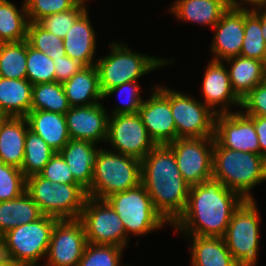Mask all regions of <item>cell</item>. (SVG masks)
<instances>
[{
	"mask_svg": "<svg viewBox=\"0 0 266 266\" xmlns=\"http://www.w3.org/2000/svg\"><path fill=\"white\" fill-rule=\"evenodd\" d=\"M192 266H238L223 238L193 236Z\"/></svg>",
	"mask_w": 266,
	"mask_h": 266,
	"instance_id": "83f0119b",
	"label": "cell"
},
{
	"mask_svg": "<svg viewBox=\"0 0 266 266\" xmlns=\"http://www.w3.org/2000/svg\"><path fill=\"white\" fill-rule=\"evenodd\" d=\"M27 41L31 47L51 59L66 56L63 39L45 30L37 22H29Z\"/></svg>",
	"mask_w": 266,
	"mask_h": 266,
	"instance_id": "e575fe53",
	"label": "cell"
},
{
	"mask_svg": "<svg viewBox=\"0 0 266 266\" xmlns=\"http://www.w3.org/2000/svg\"><path fill=\"white\" fill-rule=\"evenodd\" d=\"M141 183L154 208L173 224L186 208L190 186L181 176L173 151L166 144L156 145L141 160Z\"/></svg>",
	"mask_w": 266,
	"mask_h": 266,
	"instance_id": "7a4b0ae2",
	"label": "cell"
},
{
	"mask_svg": "<svg viewBox=\"0 0 266 266\" xmlns=\"http://www.w3.org/2000/svg\"><path fill=\"white\" fill-rule=\"evenodd\" d=\"M214 29L211 52L215 57L212 60L224 61L239 56L244 39V10L229 7Z\"/></svg>",
	"mask_w": 266,
	"mask_h": 266,
	"instance_id": "ac0fdd59",
	"label": "cell"
},
{
	"mask_svg": "<svg viewBox=\"0 0 266 266\" xmlns=\"http://www.w3.org/2000/svg\"><path fill=\"white\" fill-rule=\"evenodd\" d=\"M43 178L50 180L52 183L78 184L72 172L69 169L64 158L59 152H56L50 161L44 166L39 173Z\"/></svg>",
	"mask_w": 266,
	"mask_h": 266,
	"instance_id": "b9f144b4",
	"label": "cell"
},
{
	"mask_svg": "<svg viewBox=\"0 0 266 266\" xmlns=\"http://www.w3.org/2000/svg\"><path fill=\"white\" fill-rule=\"evenodd\" d=\"M206 67L202 82L204 104L209 108L211 107L210 109L216 115L231 113V110L228 111V104L241 107L242 100L233 91L229 72L223 61L211 60L210 64ZM218 104L223 106L221 105L222 109L220 108L217 111L214 107Z\"/></svg>",
	"mask_w": 266,
	"mask_h": 266,
	"instance_id": "d6986e66",
	"label": "cell"
},
{
	"mask_svg": "<svg viewBox=\"0 0 266 266\" xmlns=\"http://www.w3.org/2000/svg\"><path fill=\"white\" fill-rule=\"evenodd\" d=\"M62 86L71 107L90 106L104 98L96 65L84 66Z\"/></svg>",
	"mask_w": 266,
	"mask_h": 266,
	"instance_id": "603a6c76",
	"label": "cell"
},
{
	"mask_svg": "<svg viewBox=\"0 0 266 266\" xmlns=\"http://www.w3.org/2000/svg\"><path fill=\"white\" fill-rule=\"evenodd\" d=\"M247 116H266V80L252 89L241 101Z\"/></svg>",
	"mask_w": 266,
	"mask_h": 266,
	"instance_id": "7bdbcfd3",
	"label": "cell"
},
{
	"mask_svg": "<svg viewBox=\"0 0 266 266\" xmlns=\"http://www.w3.org/2000/svg\"><path fill=\"white\" fill-rule=\"evenodd\" d=\"M109 115L101 101L90 106L71 107L65 113L70 139L105 143Z\"/></svg>",
	"mask_w": 266,
	"mask_h": 266,
	"instance_id": "e0dca14e",
	"label": "cell"
},
{
	"mask_svg": "<svg viewBox=\"0 0 266 266\" xmlns=\"http://www.w3.org/2000/svg\"><path fill=\"white\" fill-rule=\"evenodd\" d=\"M33 85L27 79L0 77V112L4 117H26L31 111Z\"/></svg>",
	"mask_w": 266,
	"mask_h": 266,
	"instance_id": "484cf974",
	"label": "cell"
},
{
	"mask_svg": "<svg viewBox=\"0 0 266 266\" xmlns=\"http://www.w3.org/2000/svg\"><path fill=\"white\" fill-rule=\"evenodd\" d=\"M26 190V177L22 170L0 162V201L13 200Z\"/></svg>",
	"mask_w": 266,
	"mask_h": 266,
	"instance_id": "f35d334b",
	"label": "cell"
},
{
	"mask_svg": "<svg viewBox=\"0 0 266 266\" xmlns=\"http://www.w3.org/2000/svg\"><path fill=\"white\" fill-rule=\"evenodd\" d=\"M26 119L29 129L39 135L55 152H59L69 142L65 115L31 110Z\"/></svg>",
	"mask_w": 266,
	"mask_h": 266,
	"instance_id": "cb8c5ba5",
	"label": "cell"
},
{
	"mask_svg": "<svg viewBox=\"0 0 266 266\" xmlns=\"http://www.w3.org/2000/svg\"><path fill=\"white\" fill-rule=\"evenodd\" d=\"M85 2L86 0H81L73 9L48 15L37 23L55 36L64 39L76 20L87 10Z\"/></svg>",
	"mask_w": 266,
	"mask_h": 266,
	"instance_id": "74e56055",
	"label": "cell"
},
{
	"mask_svg": "<svg viewBox=\"0 0 266 266\" xmlns=\"http://www.w3.org/2000/svg\"><path fill=\"white\" fill-rule=\"evenodd\" d=\"M88 244L79 219L58 220L51 233L47 264L43 266H77Z\"/></svg>",
	"mask_w": 266,
	"mask_h": 266,
	"instance_id": "5bb4252c",
	"label": "cell"
},
{
	"mask_svg": "<svg viewBox=\"0 0 266 266\" xmlns=\"http://www.w3.org/2000/svg\"><path fill=\"white\" fill-rule=\"evenodd\" d=\"M28 129L26 117H4L0 121V162L21 169Z\"/></svg>",
	"mask_w": 266,
	"mask_h": 266,
	"instance_id": "44dd1931",
	"label": "cell"
},
{
	"mask_svg": "<svg viewBox=\"0 0 266 266\" xmlns=\"http://www.w3.org/2000/svg\"><path fill=\"white\" fill-rule=\"evenodd\" d=\"M23 3L19 11L9 0H0V43L27 40L29 19Z\"/></svg>",
	"mask_w": 266,
	"mask_h": 266,
	"instance_id": "f546056e",
	"label": "cell"
},
{
	"mask_svg": "<svg viewBox=\"0 0 266 266\" xmlns=\"http://www.w3.org/2000/svg\"><path fill=\"white\" fill-rule=\"evenodd\" d=\"M111 54L98 59L100 88L104 94L108 89L126 82L137 81L143 75L172 63L174 60L161 59L131 51L126 44H110ZM166 63V64H165Z\"/></svg>",
	"mask_w": 266,
	"mask_h": 266,
	"instance_id": "52a82bcc",
	"label": "cell"
},
{
	"mask_svg": "<svg viewBox=\"0 0 266 266\" xmlns=\"http://www.w3.org/2000/svg\"><path fill=\"white\" fill-rule=\"evenodd\" d=\"M27 76L26 79L32 84L55 82V67L53 59L45 53L35 50L27 41Z\"/></svg>",
	"mask_w": 266,
	"mask_h": 266,
	"instance_id": "d590c367",
	"label": "cell"
},
{
	"mask_svg": "<svg viewBox=\"0 0 266 266\" xmlns=\"http://www.w3.org/2000/svg\"><path fill=\"white\" fill-rule=\"evenodd\" d=\"M29 22L73 9L81 0H24Z\"/></svg>",
	"mask_w": 266,
	"mask_h": 266,
	"instance_id": "ab89813d",
	"label": "cell"
},
{
	"mask_svg": "<svg viewBox=\"0 0 266 266\" xmlns=\"http://www.w3.org/2000/svg\"><path fill=\"white\" fill-rule=\"evenodd\" d=\"M166 145L173 151L181 176L189 186L212 178L214 137L177 138Z\"/></svg>",
	"mask_w": 266,
	"mask_h": 266,
	"instance_id": "8fae6325",
	"label": "cell"
},
{
	"mask_svg": "<svg viewBox=\"0 0 266 266\" xmlns=\"http://www.w3.org/2000/svg\"><path fill=\"white\" fill-rule=\"evenodd\" d=\"M263 64H264V72H265V74H266V58H265Z\"/></svg>",
	"mask_w": 266,
	"mask_h": 266,
	"instance_id": "681fc988",
	"label": "cell"
},
{
	"mask_svg": "<svg viewBox=\"0 0 266 266\" xmlns=\"http://www.w3.org/2000/svg\"><path fill=\"white\" fill-rule=\"evenodd\" d=\"M228 8V0H176L170 11L179 20L214 27Z\"/></svg>",
	"mask_w": 266,
	"mask_h": 266,
	"instance_id": "d4e9b609",
	"label": "cell"
},
{
	"mask_svg": "<svg viewBox=\"0 0 266 266\" xmlns=\"http://www.w3.org/2000/svg\"><path fill=\"white\" fill-rule=\"evenodd\" d=\"M88 243L126 247L128 236L121 218L105 201L87 197L79 217Z\"/></svg>",
	"mask_w": 266,
	"mask_h": 266,
	"instance_id": "30bf717a",
	"label": "cell"
},
{
	"mask_svg": "<svg viewBox=\"0 0 266 266\" xmlns=\"http://www.w3.org/2000/svg\"><path fill=\"white\" fill-rule=\"evenodd\" d=\"M95 36L86 10L63 39L66 56L78 61L83 66L96 65V61L93 60L97 46Z\"/></svg>",
	"mask_w": 266,
	"mask_h": 266,
	"instance_id": "ffe728a7",
	"label": "cell"
},
{
	"mask_svg": "<svg viewBox=\"0 0 266 266\" xmlns=\"http://www.w3.org/2000/svg\"><path fill=\"white\" fill-rule=\"evenodd\" d=\"M243 201L212 177L190 186L186 208L172 225L186 236L223 238L234 211Z\"/></svg>",
	"mask_w": 266,
	"mask_h": 266,
	"instance_id": "6da1fadb",
	"label": "cell"
},
{
	"mask_svg": "<svg viewBox=\"0 0 266 266\" xmlns=\"http://www.w3.org/2000/svg\"><path fill=\"white\" fill-rule=\"evenodd\" d=\"M254 200H244L234 211L223 237L238 266H255L257 261L260 215Z\"/></svg>",
	"mask_w": 266,
	"mask_h": 266,
	"instance_id": "9c48e42d",
	"label": "cell"
},
{
	"mask_svg": "<svg viewBox=\"0 0 266 266\" xmlns=\"http://www.w3.org/2000/svg\"><path fill=\"white\" fill-rule=\"evenodd\" d=\"M53 62L55 67V82L59 83H64L69 80L84 67L81 63L68 56L54 58Z\"/></svg>",
	"mask_w": 266,
	"mask_h": 266,
	"instance_id": "ee69618b",
	"label": "cell"
},
{
	"mask_svg": "<svg viewBox=\"0 0 266 266\" xmlns=\"http://www.w3.org/2000/svg\"><path fill=\"white\" fill-rule=\"evenodd\" d=\"M212 177L244 200H253L250 190L266 181V159L256 153L224 148L214 139Z\"/></svg>",
	"mask_w": 266,
	"mask_h": 266,
	"instance_id": "3957f363",
	"label": "cell"
},
{
	"mask_svg": "<svg viewBox=\"0 0 266 266\" xmlns=\"http://www.w3.org/2000/svg\"><path fill=\"white\" fill-rule=\"evenodd\" d=\"M170 107L177 138L214 137L216 114L194 97L170 90Z\"/></svg>",
	"mask_w": 266,
	"mask_h": 266,
	"instance_id": "7c38bea8",
	"label": "cell"
},
{
	"mask_svg": "<svg viewBox=\"0 0 266 266\" xmlns=\"http://www.w3.org/2000/svg\"><path fill=\"white\" fill-rule=\"evenodd\" d=\"M139 84H137V81L133 82H126L124 84H121L117 87L108 89L104 94L103 97L106 98L114 93H125L128 91V97L126 99V102H122L123 105L117 106L118 108H115V110L112 111V115L116 114H127V113H138L140 106L143 103V99L139 95ZM128 89V90H127ZM122 92V93H121ZM119 94V95H120ZM122 96V95H121Z\"/></svg>",
	"mask_w": 266,
	"mask_h": 266,
	"instance_id": "60d3db41",
	"label": "cell"
},
{
	"mask_svg": "<svg viewBox=\"0 0 266 266\" xmlns=\"http://www.w3.org/2000/svg\"><path fill=\"white\" fill-rule=\"evenodd\" d=\"M24 160L21 170L27 178L39 174L56 153L39 135L28 129L24 144Z\"/></svg>",
	"mask_w": 266,
	"mask_h": 266,
	"instance_id": "d6a6232c",
	"label": "cell"
},
{
	"mask_svg": "<svg viewBox=\"0 0 266 266\" xmlns=\"http://www.w3.org/2000/svg\"><path fill=\"white\" fill-rule=\"evenodd\" d=\"M231 64L228 69L234 93L242 100L258 84L266 80L262 61L243 56L226 59Z\"/></svg>",
	"mask_w": 266,
	"mask_h": 266,
	"instance_id": "4316f807",
	"label": "cell"
},
{
	"mask_svg": "<svg viewBox=\"0 0 266 266\" xmlns=\"http://www.w3.org/2000/svg\"><path fill=\"white\" fill-rule=\"evenodd\" d=\"M42 215L38 205L26 192L16 199L0 201V238L20 225L38 220Z\"/></svg>",
	"mask_w": 266,
	"mask_h": 266,
	"instance_id": "f1b7e54d",
	"label": "cell"
},
{
	"mask_svg": "<svg viewBox=\"0 0 266 266\" xmlns=\"http://www.w3.org/2000/svg\"><path fill=\"white\" fill-rule=\"evenodd\" d=\"M141 183V160L129 155L98 149L87 196L104 200L111 194L128 190Z\"/></svg>",
	"mask_w": 266,
	"mask_h": 266,
	"instance_id": "277c9868",
	"label": "cell"
},
{
	"mask_svg": "<svg viewBox=\"0 0 266 266\" xmlns=\"http://www.w3.org/2000/svg\"><path fill=\"white\" fill-rule=\"evenodd\" d=\"M123 247L88 243L77 266H121Z\"/></svg>",
	"mask_w": 266,
	"mask_h": 266,
	"instance_id": "8d00e7d4",
	"label": "cell"
},
{
	"mask_svg": "<svg viewBox=\"0 0 266 266\" xmlns=\"http://www.w3.org/2000/svg\"><path fill=\"white\" fill-rule=\"evenodd\" d=\"M240 56L264 62L266 41L261 30V9L244 10V39Z\"/></svg>",
	"mask_w": 266,
	"mask_h": 266,
	"instance_id": "1f68e13d",
	"label": "cell"
},
{
	"mask_svg": "<svg viewBox=\"0 0 266 266\" xmlns=\"http://www.w3.org/2000/svg\"><path fill=\"white\" fill-rule=\"evenodd\" d=\"M4 118V116L0 112V121Z\"/></svg>",
	"mask_w": 266,
	"mask_h": 266,
	"instance_id": "f907efd6",
	"label": "cell"
},
{
	"mask_svg": "<svg viewBox=\"0 0 266 266\" xmlns=\"http://www.w3.org/2000/svg\"><path fill=\"white\" fill-rule=\"evenodd\" d=\"M27 40L0 43V77L26 79Z\"/></svg>",
	"mask_w": 266,
	"mask_h": 266,
	"instance_id": "836d02e7",
	"label": "cell"
},
{
	"mask_svg": "<svg viewBox=\"0 0 266 266\" xmlns=\"http://www.w3.org/2000/svg\"><path fill=\"white\" fill-rule=\"evenodd\" d=\"M71 108L62 83L46 82L33 85L31 110L65 113Z\"/></svg>",
	"mask_w": 266,
	"mask_h": 266,
	"instance_id": "4dcf8cb0",
	"label": "cell"
},
{
	"mask_svg": "<svg viewBox=\"0 0 266 266\" xmlns=\"http://www.w3.org/2000/svg\"><path fill=\"white\" fill-rule=\"evenodd\" d=\"M152 95L144 100L138 115L149 136L157 145L176 140V125L170 107V89L154 86Z\"/></svg>",
	"mask_w": 266,
	"mask_h": 266,
	"instance_id": "9a60e30c",
	"label": "cell"
},
{
	"mask_svg": "<svg viewBox=\"0 0 266 266\" xmlns=\"http://www.w3.org/2000/svg\"><path fill=\"white\" fill-rule=\"evenodd\" d=\"M121 218L126 234L145 235L164 227L167 221L154 208L151 197L142 183L104 199Z\"/></svg>",
	"mask_w": 266,
	"mask_h": 266,
	"instance_id": "ba28073f",
	"label": "cell"
},
{
	"mask_svg": "<svg viewBox=\"0 0 266 266\" xmlns=\"http://www.w3.org/2000/svg\"><path fill=\"white\" fill-rule=\"evenodd\" d=\"M214 139L224 148L260 155L254 122L243 112L217 114Z\"/></svg>",
	"mask_w": 266,
	"mask_h": 266,
	"instance_id": "2e32d148",
	"label": "cell"
},
{
	"mask_svg": "<svg viewBox=\"0 0 266 266\" xmlns=\"http://www.w3.org/2000/svg\"><path fill=\"white\" fill-rule=\"evenodd\" d=\"M261 30L266 41V8L261 9Z\"/></svg>",
	"mask_w": 266,
	"mask_h": 266,
	"instance_id": "7dc6e473",
	"label": "cell"
},
{
	"mask_svg": "<svg viewBox=\"0 0 266 266\" xmlns=\"http://www.w3.org/2000/svg\"><path fill=\"white\" fill-rule=\"evenodd\" d=\"M58 218L42 215L38 220L20 225L0 238V250L17 266H38L46 256L51 233Z\"/></svg>",
	"mask_w": 266,
	"mask_h": 266,
	"instance_id": "8992f818",
	"label": "cell"
},
{
	"mask_svg": "<svg viewBox=\"0 0 266 266\" xmlns=\"http://www.w3.org/2000/svg\"><path fill=\"white\" fill-rule=\"evenodd\" d=\"M243 1L246 2V4L250 3V4H252L253 7L254 6H256V7L252 8V9H248L245 6L243 7L242 6ZM240 2H242V4ZM228 5H229V7L234 8V9L256 11L259 9L266 8V0H240V1L228 0Z\"/></svg>",
	"mask_w": 266,
	"mask_h": 266,
	"instance_id": "bcb514c9",
	"label": "cell"
},
{
	"mask_svg": "<svg viewBox=\"0 0 266 266\" xmlns=\"http://www.w3.org/2000/svg\"><path fill=\"white\" fill-rule=\"evenodd\" d=\"M25 192L38 205L43 215L59 220L79 219L87 196L79 184L52 183L40 174L26 178Z\"/></svg>",
	"mask_w": 266,
	"mask_h": 266,
	"instance_id": "5b68a950",
	"label": "cell"
},
{
	"mask_svg": "<svg viewBox=\"0 0 266 266\" xmlns=\"http://www.w3.org/2000/svg\"><path fill=\"white\" fill-rule=\"evenodd\" d=\"M253 122L260 145V155L266 159V116H248Z\"/></svg>",
	"mask_w": 266,
	"mask_h": 266,
	"instance_id": "f6af8a7d",
	"label": "cell"
},
{
	"mask_svg": "<svg viewBox=\"0 0 266 266\" xmlns=\"http://www.w3.org/2000/svg\"><path fill=\"white\" fill-rule=\"evenodd\" d=\"M116 153L142 160L157 144L149 136L138 113L109 115L106 143Z\"/></svg>",
	"mask_w": 266,
	"mask_h": 266,
	"instance_id": "4fadbf2b",
	"label": "cell"
},
{
	"mask_svg": "<svg viewBox=\"0 0 266 266\" xmlns=\"http://www.w3.org/2000/svg\"><path fill=\"white\" fill-rule=\"evenodd\" d=\"M0 266H17L0 250Z\"/></svg>",
	"mask_w": 266,
	"mask_h": 266,
	"instance_id": "c3c4849f",
	"label": "cell"
},
{
	"mask_svg": "<svg viewBox=\"0 0 266 266\" xmlns=\"http://www.w3.org/2000/svg\"><path fill=\"white\" fill-rule=\"evenodd\" d=\"M96 144L78 139H70L59 151L69 166L75 181L86 191L91 187L94 159L99 148Z\"/></svg>",
	"mask_w": 266,
	"mask_h": 266,
	"instance_id": "7402d4cb",
	"label": "cell"
}]
</instances>
